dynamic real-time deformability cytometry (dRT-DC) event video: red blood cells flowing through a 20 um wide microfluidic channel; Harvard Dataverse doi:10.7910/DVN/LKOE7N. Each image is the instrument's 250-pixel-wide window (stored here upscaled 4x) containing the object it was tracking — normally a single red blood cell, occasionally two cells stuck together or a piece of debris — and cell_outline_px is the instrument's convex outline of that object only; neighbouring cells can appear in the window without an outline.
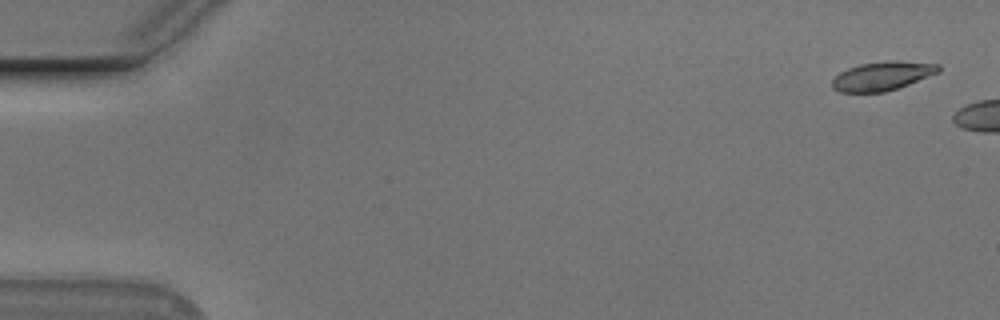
{"species": "Egyptian fruit bat (a non-hibernating species)", "species_latin": "Rousettus aegyptiacus", "temperature_condition": "cold", "stored_images_in_passage": 7, "camera_frame_rate_fps": 3000, "um_per_image_px": 0.085, "animal": {"sex": "male"}, "frame": {"image": 1, "passage_image": 3, "time_ms": 0.667, "image_size_px": [1000, 320], "cell_outline_px": [[940, 72], [908, 84], [884, 92], [840, 92], [832, 88], [832, 80], [840, 72], [848, 68], [860, 64], [896, 60], [940, 64]], "centroid_in_image_um": [75.0, 6.45], "position_along_channel_um": 10.0, "area_um2": 17.74}}